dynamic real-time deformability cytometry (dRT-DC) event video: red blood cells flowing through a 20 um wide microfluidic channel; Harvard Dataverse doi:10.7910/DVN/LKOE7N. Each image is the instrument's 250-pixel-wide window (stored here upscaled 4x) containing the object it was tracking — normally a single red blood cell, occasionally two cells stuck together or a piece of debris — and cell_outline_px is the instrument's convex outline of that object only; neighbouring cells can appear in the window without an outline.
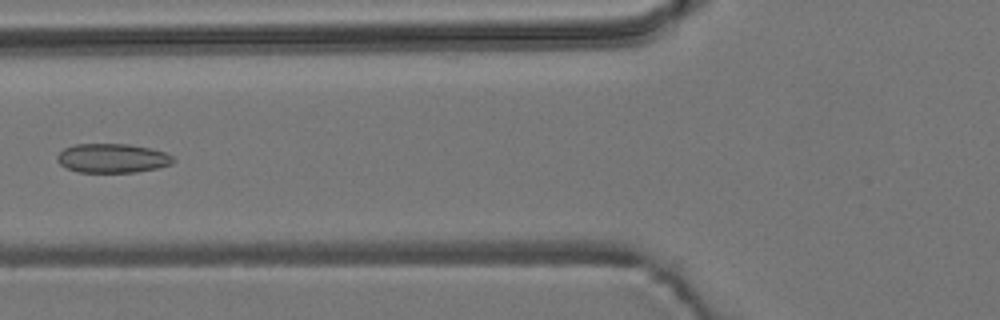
{"species": "common noctule bat (a hibernating species)", "species_latin": "Nyctalus noctula", "temperature_condition": "room temperature", "stored_images_in_passage": 6, "camera_frame_rate_fps": 3000, "um_per_image_px": 0.085, "animal": {"sex": "male", "body_mass_g": 19.2, "forearm_length_mm": 51.8}, "frame": {"image": 1, "passage_image": 6, "time_ms": 1.667, "image_size_px": [1000, 320], "cell_outline_px": [[176, 160], [172, 164], [160, 168], [136, 172], [80, 172], [68, 168], [60, 164], [56, 160], [56, 156], [64, 148], [76, 144], [128, 144], [148, 148], [164, 152], [172, 156]], "centroid_in_image_um": [9.57, 13.45], "position_along_channel_um": 116.2, "area_um2": 19.71}}